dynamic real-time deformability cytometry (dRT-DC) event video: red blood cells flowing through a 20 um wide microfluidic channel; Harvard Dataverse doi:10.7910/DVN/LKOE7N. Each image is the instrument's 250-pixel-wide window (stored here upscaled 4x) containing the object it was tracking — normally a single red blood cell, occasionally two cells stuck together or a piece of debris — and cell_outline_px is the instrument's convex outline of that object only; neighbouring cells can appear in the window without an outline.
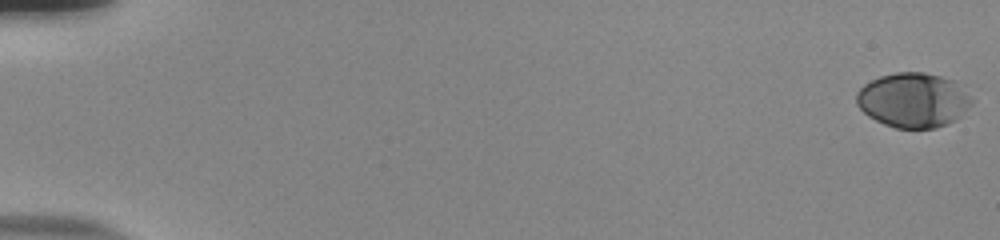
{"species": "human", "species_latin": "Homo sapiens", "temperature_condition": "room temperature", "stored_images_in_passage": 55, "camera_frame_rate_fps": 3000, "um_per_image_px": 0.085, "donor": {"sex": "male"}, "frame": {"image": 1, "passage_image": 1, "time_ms": 0.0, "image_size_px": [1000, 240], "cell_outline_px": [[976, 100], [956, 120], [948, 124], [936, 128], [896, 128], [884, 124], [868, 116], [856, 104], [856, 92], [864, 84], [880, 76], [896, 72], [924, 72], [940, 76], [964, 84]], "centroid_in_image_um": [77.69, 8.5], "position_along_channel_um": 7.3, "area_um2": 37.34}}
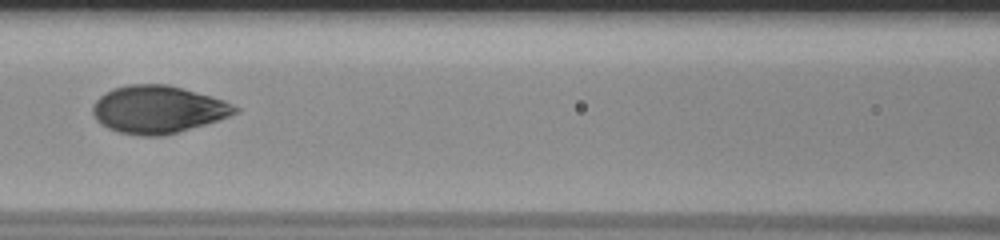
{"frame": {"image": 2, "passage_image": 27, "time_ms": 8.667, "image_size_px": [1000, 240], "cell_outline_px": [[240, 112], [204, 124], [176, 132], [160, 136], [140, 136], [120, 132], [108, 128], [96, 120], [92, 112], [92, 104], [104, 92], [128, 84], [168, 84], [224, 100], [240, 108]], "centroid_in_image_um": [13.4, 9.3], "position_along_channel_um": 153.2, "area_um2": 39.19}}
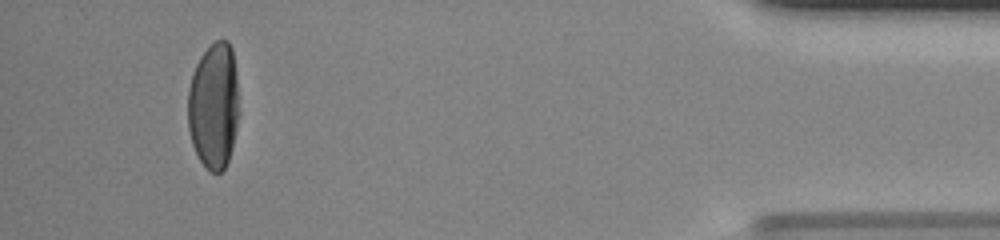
{"frame": {"image": 3, "passage_image": 52, "time_ms": 17.0, "image_size_px": [1000, 240], "cell_outline_px": [[240, 112], [232, 148], [228, 160], [224, 168], [220, 172], [208, 172], [200, 160], [192, 144], [188, 128], [188, 88], [196, 64], [200, 56], [216, 40], [228, 40], [232, 48], [236, 72]], "centroid_in_image_um": [18.19, 9.0], "position_along_channel_um": 417.0, "area_um2": 38.03}, "authors_computed_cell_mechanics": {"area_um2": 38.2636, "velocity_mm_per_s": 3.862, "shape_relaxation_time_tau1_ms": 3.4029, "shape_relaxation_time_tau2_ms": null, "deformation_change_tau1": 0.1853, "deformation_change_tau2": null}}